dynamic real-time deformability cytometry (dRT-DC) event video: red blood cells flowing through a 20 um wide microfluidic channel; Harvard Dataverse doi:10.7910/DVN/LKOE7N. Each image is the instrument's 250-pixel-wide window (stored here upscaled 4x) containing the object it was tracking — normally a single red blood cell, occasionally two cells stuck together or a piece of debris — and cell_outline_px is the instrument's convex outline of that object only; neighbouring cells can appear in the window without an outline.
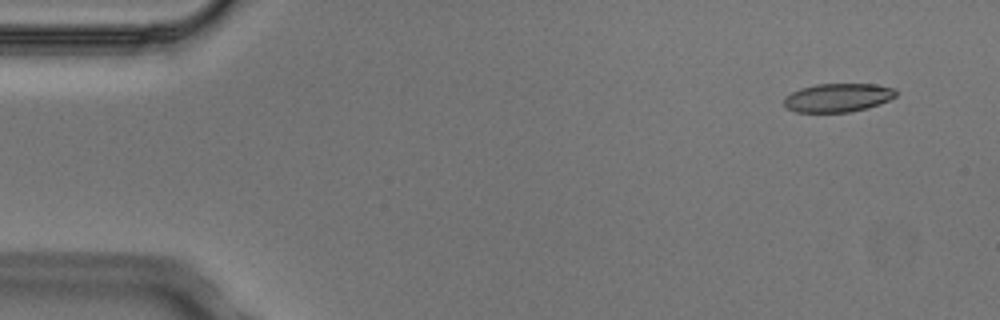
{"species": "Egyptian fruit bat (a non-hibernating species)", "species_latin": "Rousettus aegyptiacus", "temperature_condition": "cold", "stored_images_in_passage": 5, "segment_of_instrument_passage": [2, 2], "camera_frame_rate_fps": 3000, "um_per_image_px": 0.085, "animal": {"sex": "male"}, "frame": {"image": 1, "passage_image": 5, "time_ms": 1.333, "image_size_px": [1000, 320], "cell_outline_px": [[896, 96], [880, 104], [868, 108], [848, 112], [796, 112], [788, 108], [784, 104], [784, 96], [800, 88], [816, 84], [876, 84], [896, 88]], "centroid_in_image_um": [71.23, 8.29], "position_along_channel_um": 13.8, "area_um2": 18.73}}